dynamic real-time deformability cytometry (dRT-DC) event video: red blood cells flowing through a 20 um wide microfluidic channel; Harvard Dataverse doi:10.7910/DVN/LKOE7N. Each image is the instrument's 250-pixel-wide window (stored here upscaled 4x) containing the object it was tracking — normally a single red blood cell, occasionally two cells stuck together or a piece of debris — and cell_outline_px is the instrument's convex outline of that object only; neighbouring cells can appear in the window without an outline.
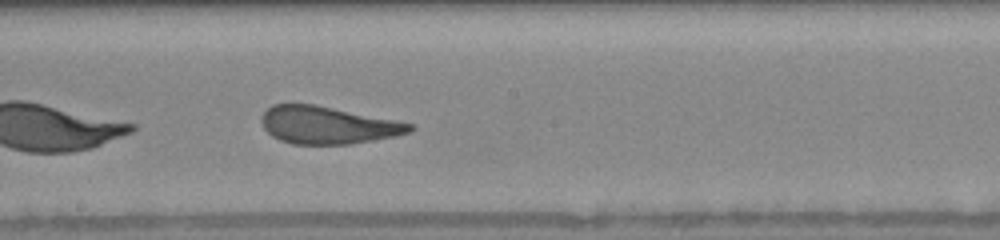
{"species": "human", "species_latin": "Homo sapiens", "temperature_condition": "warm", "stored_images_in_passage": 24, "camera_frame_rate_fps": 3000, "um_per_image_px": 0.085, "donor": {"sex": "female"}, "frame": {"image": 1, "passage_image": 11, "time_ms": 3.667, "image_size_px": [1000, 240], "cell_outline_px": [[416, 128], [408, 132], [396, 136], [348, 144], [292, 144], [280, 140], [272, 136], [264, 128], [260, 120], [264, 112], [272, 104], [316, 104], [396, 120], [412, 124]], "centroid_in_image_um": [27.84, 10.63], "position_along_channel_um": 220.4, "area_um2": 32.31}, "authors_computed_cell_mechanics": {"area_um2": 33.2061, "velocity_mm_per_s": 3.9347, "shape_relaxation_time_tau1_ms": 3.6378, "shape_relaxation_time_tau2_ms": 0.6733, "deformation_change_tau1": 0.1708, "deformation_change_tau2": 0.0698}}